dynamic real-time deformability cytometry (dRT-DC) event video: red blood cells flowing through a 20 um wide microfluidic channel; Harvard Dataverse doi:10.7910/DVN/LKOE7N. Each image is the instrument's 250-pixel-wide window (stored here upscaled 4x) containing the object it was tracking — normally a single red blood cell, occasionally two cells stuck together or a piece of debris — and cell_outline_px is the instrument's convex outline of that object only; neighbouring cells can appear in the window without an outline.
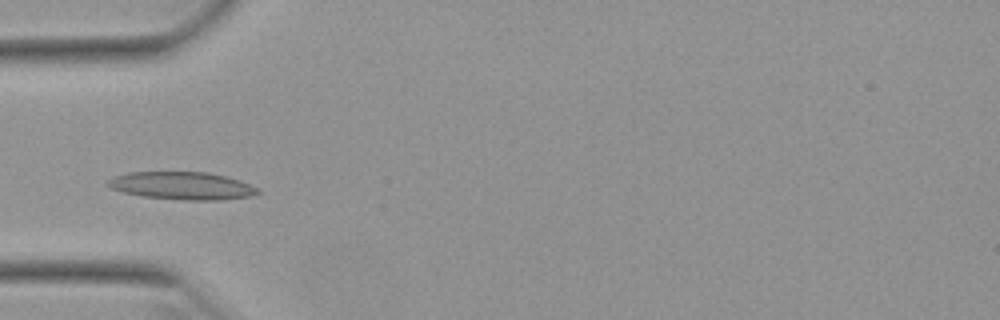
{"species": "Egyptian fruit bat (a non-hibernating species)", "species_latin": "Rousettus aegyptiacus", "temperature_condition": "warm", "stored_images_in_passage": 11, "camera_frame_rate_fps": 3000, "um_per_image_px": 0.085, "animal": {"sex": "female"}, "frame": {"image": 1, "passage_image": 1, "time_ms": 0.0, "image_size_px": [1000, 320], "cell_outline_px": [[260, 192], [248, 196], [220, 200], [184, 200], [144, 196], [124, 192], [112, 188], [104, 184], [112, 176], [128, 172], [208, 172], [240, 180], [256, 188]], "centroid_in_image_um": [15.42, 15.78], "position_along_channel_um": 69.6, "area_um2": 23.99}}
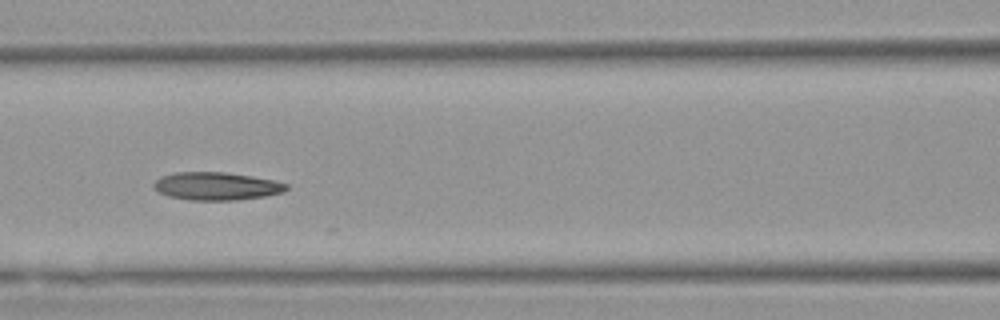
{"frame": {"image": 2, "passage_image": 7, "time_ms": 2.0, "image_size_px": [1000, 320], "cell_outline_px": [[288, 188], [284, 192], [264, 196], [236, 200], [192, 200], [168, 196], [152, 188], [152, 184], [160, 176], [176, 172], [224, 172], [252, 176], [272, 180], [288, 184]], "centroid_in_image_um": [18.37, 15.82], "position_along_channel_um": 148.2, "area_um2": 21.56}}
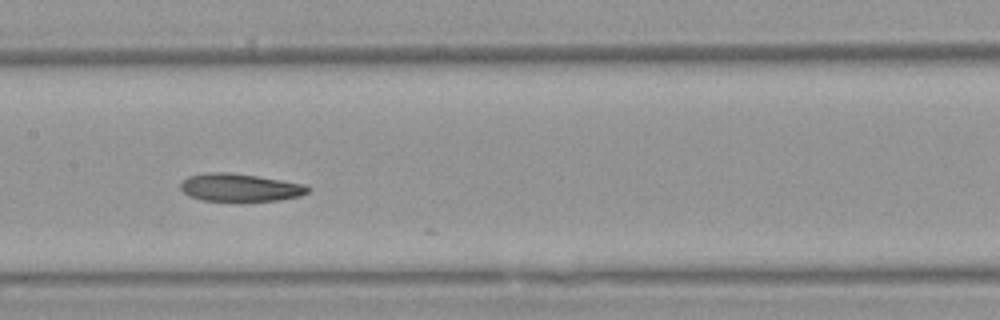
{"frame": {"image": 3, "passage_image": 10, "time_ms": 3.0, "image_size_px": [1000, 320], "cell_outline_px": [[312, 188], [308, 192], [300, 196], [280, 200], [240, 204], [200, 200], [188, 196], [180, 188], [180, 184], [188, 176], [204, 172], [228, 172], [256, 176], [304, 184]], "centroid_in_image_um": [20.38, 15.99], "position_along_channel_um": 187.0, "area_um2": 21.62}}